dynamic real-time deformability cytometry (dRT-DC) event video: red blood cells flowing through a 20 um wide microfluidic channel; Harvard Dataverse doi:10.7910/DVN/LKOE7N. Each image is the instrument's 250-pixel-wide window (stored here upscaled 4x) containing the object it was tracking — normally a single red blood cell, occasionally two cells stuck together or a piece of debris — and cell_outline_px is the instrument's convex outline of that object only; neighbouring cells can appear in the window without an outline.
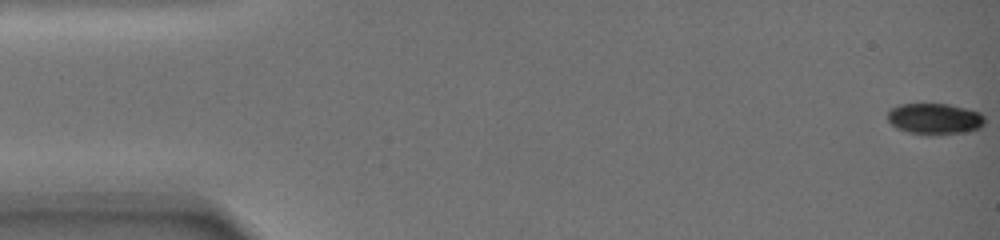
{"species": "common noctule bat (a hibernating species)", "species_latin": "Nyctalus noctula", "temperature_condition": "warm", "stored_images_in_passage": 56, "camera_frame_rate_fps": 3000, "um_per_image_px": 0.085, "animal": {"sex": "female", "body_mass_g": 19.0, "forearm_length_mm": 51.5}, "frame": {"image": 1, "passage_image": 1, "time_ms": 0.0, "image_size_px": [1000, 240], "cell_outline_px": [[984, 124], [980, 128], [964, 132], [928, 136], [908, 132], [896, 128], [888, 120], [888, 112], [892, 108], [900, 104], [948, 104], [980, 112], [984, 116]], "centroid_in_image_um": [79.45, 10.11], "position_along_channel_um": 5.6, "area_um2": 17.69}}
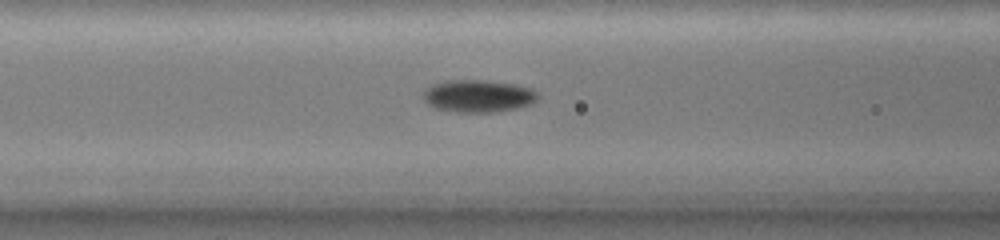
{"frame": {"image": 2, "passage_image": 24, "time_ms": 8.333, "image_size_px": [1000, 240], "cell_outline_px": [[540, 96], [532, 104], [516, 108], [496, 112], [456, 112], [436, 108], [428, 104], [424, 100], [424, 92], [432, 84], [444, 80], [484, 80], [512, 84], [532, 88]], "centroid_in_image_um": [40.66, 8.16], "position_along_channel_um": 125.9, "area_um2": 21.62}}
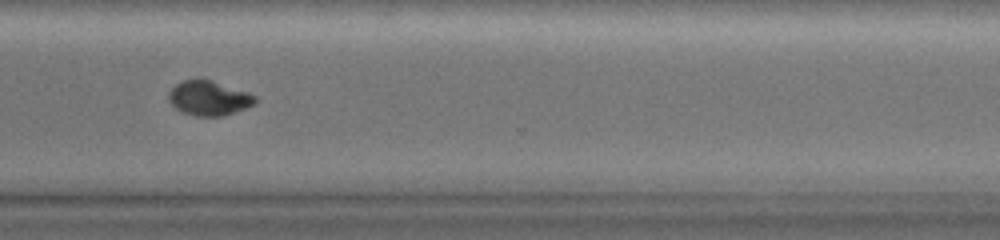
{"frame": {"image": 3, "passage_image": 43, "time_ms": 15.333, "image_size_px": [1000, 240], "cell_outline_px": [[256, 104], [224, 116], [196, 116], [184, 112], [176, 108], [168, 100], [168, 92], [180, 80], [196, 76], [200, 76], [248, 92], [256, 96]], "centroid_in_image_um": [17.74, 8.29], "position_along_channel_um": 352.9, "area_um2": 17.92}, "authors_computed_cell_mechanics": {"area_um2": 19.0451, "velocity_mm_per_s": 3.2391, "shape_relaxation_time_tau1_ms": 9.1311, "shape_relaxation_time_tau2_ms": 1.5958, "deformation_change_tau1": 0.221, "deformation_change_tau2": 0.0308}}